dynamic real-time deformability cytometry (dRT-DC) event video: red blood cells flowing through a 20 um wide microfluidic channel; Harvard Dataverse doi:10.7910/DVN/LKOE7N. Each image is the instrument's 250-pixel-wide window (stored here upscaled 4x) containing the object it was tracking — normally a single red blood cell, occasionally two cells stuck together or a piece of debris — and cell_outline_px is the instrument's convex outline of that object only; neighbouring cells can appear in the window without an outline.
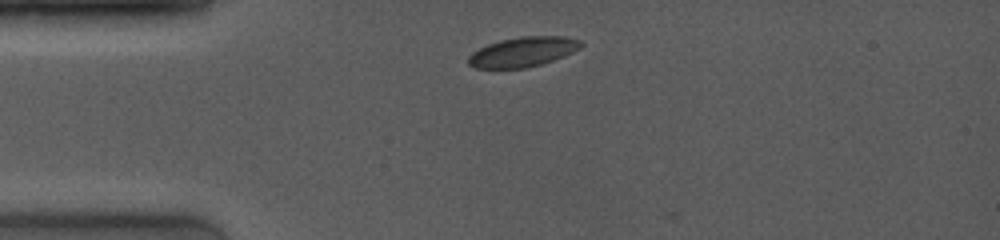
{"species": "common noctule bat (a hibernating species)", "species_latin": "Nyctalus noctula", "temperature_condition": "room temperature", "stored_images_in_passage": 9, "camera_frame_rate_fps": 4000, "um_per_image_px": 0.085, "animal": {"sex": "female", "body_mass_g": 19.0, "forearm_length_mm": 53.3}, "frame": {"image": 1, "passage_image": 1, "time_ms": 0.0, "image_size_px": [1000, 240], "cell_outline_px": [[584, 44], [580, 48], [564, 56], [540, 64], [524, 68], [476, 68], [468, 64], [468, 56], [472, 52], [488, 44], [500, 40], [520, 36], [564, 36], [580, 40]], "centroid_in_image_um": [44.45, 4.4], "position_along_channel_um": 40.6, "area_um2": 19.48}}
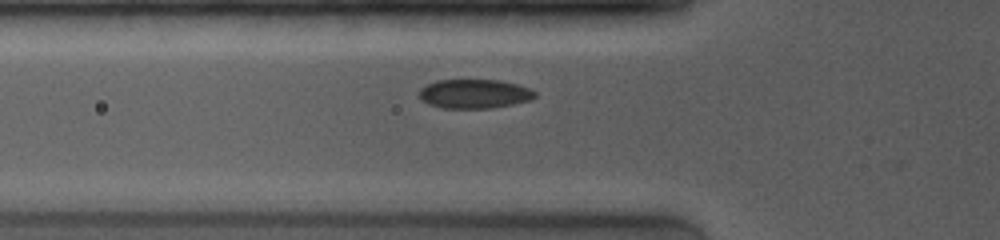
{"frame": {"image": 2, "passage_image": 8, "time_ms": 1.75, "image_size_px": [1000, 240], "cell_outline_px": [[536, 96], [532, 100], [492, 108], [440, 108], [428, 104], [420, 96], [420, 88], [436, 80], [500, 80], [516, 84], [528, 88], [536, 92]], "centroid_in_image_um": [40.34, 7.98], "position_along_channel_um": 85.5, "area_um2": 19.59}}